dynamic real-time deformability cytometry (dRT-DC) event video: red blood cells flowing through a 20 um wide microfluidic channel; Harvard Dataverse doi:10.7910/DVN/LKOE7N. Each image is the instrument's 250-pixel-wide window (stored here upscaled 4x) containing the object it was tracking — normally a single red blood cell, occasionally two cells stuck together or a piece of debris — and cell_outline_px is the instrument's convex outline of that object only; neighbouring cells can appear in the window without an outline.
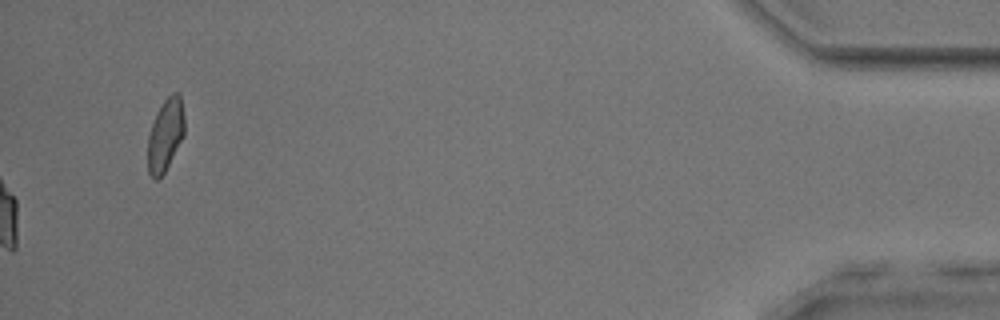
{"species": "common noctule bat (a hibernating species)", "species_latin": "Nyctalus noctula", "temperature_condition": "room temperature", "stored_images_in_passage": 39, "camera_frame_rate_fps": 3000, "um_per_image_px": 0.085, "animal": {"sex": "male", "body_mass_g": 17.9, "forearm_length_mm": 54.2}, "frame": {"image": 1, "passage_image": 39, "time_ms": 12.667, "image_size_px": [1000, 320], "cell_outline_px": [[184, 136], [164, 172], [156, 180], [148, 172], [148, 136], [156, 112], [164, 100], [172, 92], [180, 92], [184, 116]], "centroid_in_image_um": [14.07, 11.42], "position_along_channel_um": 421.1, "area_um2": 15.43}, "authors_computed_cell_mechanics": {"area_um2": 22.1952, "velocity_mm_per_s": 3.804, "shape_relaxation_time_tau1_ms": 2.29, "shape_relaxation_time_tau2_ms": null, "deformation_change_tau1": 0.0987, "deformation_change_tau2": null}}